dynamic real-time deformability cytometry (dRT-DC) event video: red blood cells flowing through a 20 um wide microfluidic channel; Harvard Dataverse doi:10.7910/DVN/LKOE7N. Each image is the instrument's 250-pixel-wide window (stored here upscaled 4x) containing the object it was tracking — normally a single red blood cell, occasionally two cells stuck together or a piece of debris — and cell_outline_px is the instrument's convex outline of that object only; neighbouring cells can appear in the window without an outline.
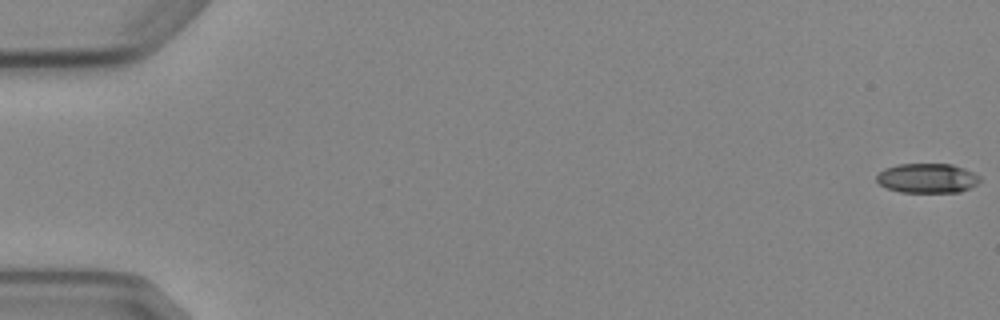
{"species": "Egyptian fruit bat (a non-hibernating species)", "species_latin": "Rousettus aegyptiacus", "temperature_condition": "cold", "stored_images_in_passage": 5, "camera_frame_rate_fps": 3000, "um_per_image_px": 0.085, "animal": {"sex": "female"}, "frame": {"image": 1, "passage_image": 1, "time_ms": 0.0, "image_size_px": [1000, 320], "cell_outline_px": [[980, 180], [976, 184], [960, 192], [900, 192], [888, 188], [880, 184], [876, 180], [876, 176], [884, 168], [896, 164], [952, 164], [964, 168], [980, 176]], "centroid_in_image_um": [78.8, 15.14], "position_along_channel_um": 6.2, "area_um2": 17.74}}
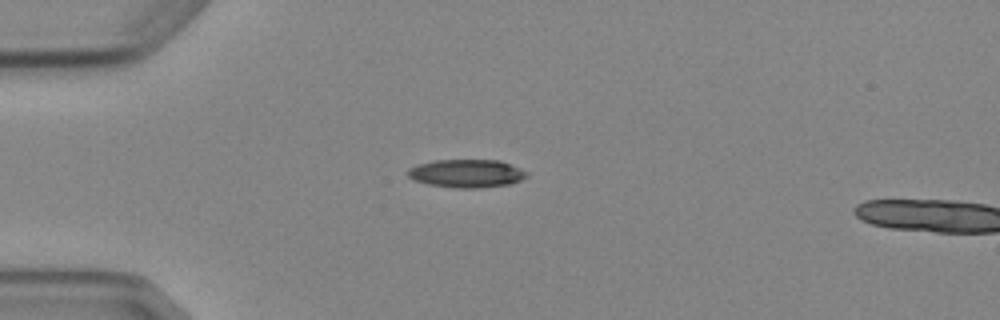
{"frame": {"image": 2, "passage_image": 4, "time_ms": 4.667, "image_size_px": [1000, 320], "cell_outline_px": [[528, 176], [520, 180], [508, 184], [480, 188], [452, 188], [428, 184], [412, 180], [408, 176], [408, 168], [416, 164], [436, 160], [500, 160], [528, 172]], "centroid_in_image_um": [39.62, 14.74], "position_along_channel_um": 45.4, "area_um2": 19.59}}